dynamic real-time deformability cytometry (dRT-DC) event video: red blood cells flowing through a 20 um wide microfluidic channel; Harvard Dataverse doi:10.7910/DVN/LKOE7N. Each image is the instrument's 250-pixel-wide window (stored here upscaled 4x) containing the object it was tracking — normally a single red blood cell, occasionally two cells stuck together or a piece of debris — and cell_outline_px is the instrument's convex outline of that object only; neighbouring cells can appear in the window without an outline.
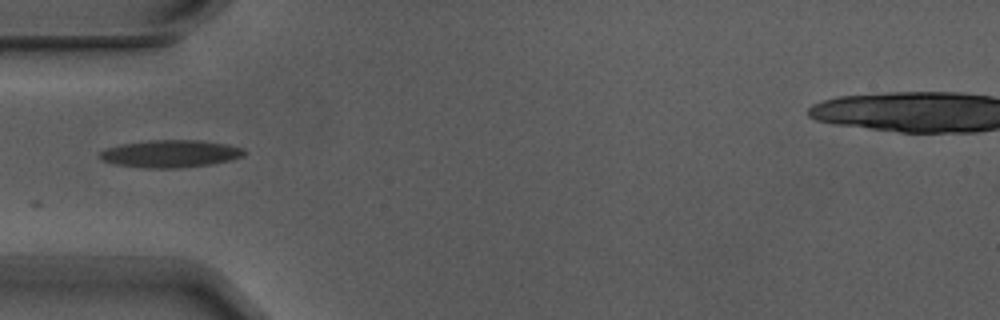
{"species": "Egyptian fruit bat (a non-hibernating species)", "species_latin": "Rousettus aegyptiacus", "temperature_condition": "warm", "stored_images_in_passage": 5, "camera_frame_rate_fps": 3000, "um_per_image_px": 0.085, "animal": {"sex": "male"}, "frame": {"image": 1, "passage_image": 5, "time_ms": 1.333, "image_size_px": [1000, 320], "cell_outline_px": [[248, 152], [244, 156], [232, 160], [212, 164], [180, 168], [144, 168], [116, 164], [104, 160], [96, 156], [100, 152], [108, 148], [124, 144], [152, 140], [200, 140], [228, 144], [244, 148]], "centroid_in_image_um": [14.57, 13.07], "position_along_channel_um": 70.4, "area_um2": 23.18}}